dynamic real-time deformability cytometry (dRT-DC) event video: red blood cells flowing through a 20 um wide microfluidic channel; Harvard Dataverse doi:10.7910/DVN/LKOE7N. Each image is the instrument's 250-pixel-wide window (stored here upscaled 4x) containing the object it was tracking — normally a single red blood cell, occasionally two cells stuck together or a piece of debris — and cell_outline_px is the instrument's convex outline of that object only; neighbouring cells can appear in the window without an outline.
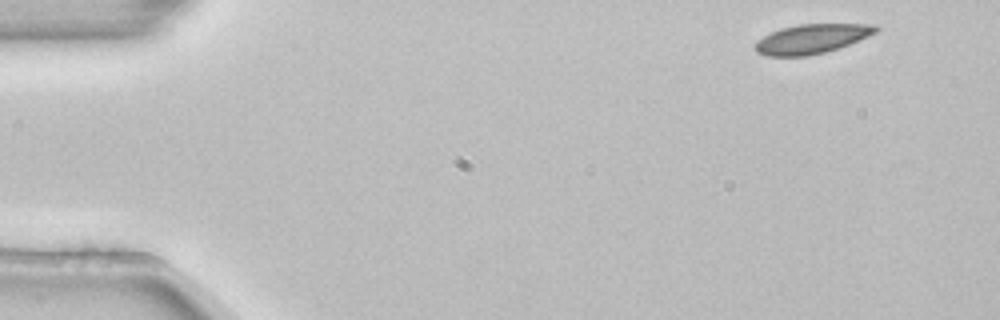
{"species": "common noctule bat (a hibernating species)", "species_latin": "Nyctalus noctula", "temperature_condition": "room temperature", "stored_images_in_passage": 5, "camera_frame_rate_fps": 3000, "um_per_image_px": 0.085, "animal": {"sex": "female", "body_mass_g": 22.7, "forearm_length_mm": 54.2}, "frame": {"image": 1, "passage_image": 1, "time_ms": 0.0, "image_size_px": [1000, 320], "cell_outline_px": [[880, 28], [876, 32], [868, 36], [848, 44], [824, 52], [804, 56], [768, 56], [756, 52], [756, 40], [780, 28], [800, 24], [876, 24]], "centroid_in_image_um": [68.99, 3.29], "position_along_channel_um": 16.0, "area_um2": 20.4}}
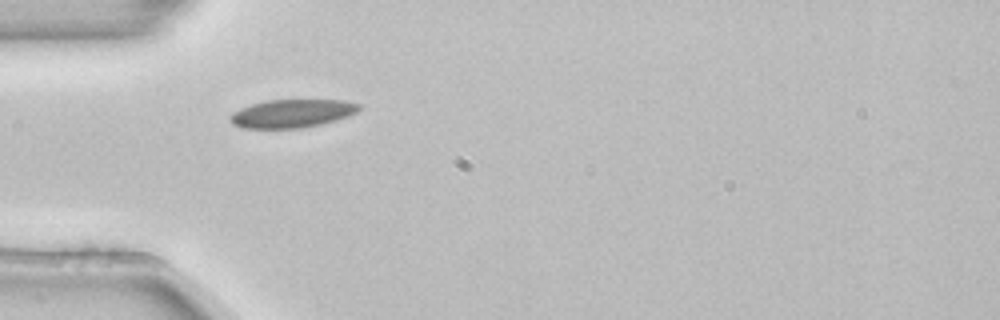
{"frame": {"image": 2, "passage_image": 4, "time_ms": 1.0, "image_size_px": [1000, 320], "cell_outline_px": [[360, 108], [356, 112], [348, 116], [336, 120], [320, 124], [300, 128], [240, 128], [232, 124], [228, 120], [228, 116], [232, 112], [240, 108], [252, 104], [268, 100], [344, 100], [360, 104]], "centroid_in_image_um": [24.77, 9.65], "position_along_channel_um": 60.2, "area_um2": 21.27}}